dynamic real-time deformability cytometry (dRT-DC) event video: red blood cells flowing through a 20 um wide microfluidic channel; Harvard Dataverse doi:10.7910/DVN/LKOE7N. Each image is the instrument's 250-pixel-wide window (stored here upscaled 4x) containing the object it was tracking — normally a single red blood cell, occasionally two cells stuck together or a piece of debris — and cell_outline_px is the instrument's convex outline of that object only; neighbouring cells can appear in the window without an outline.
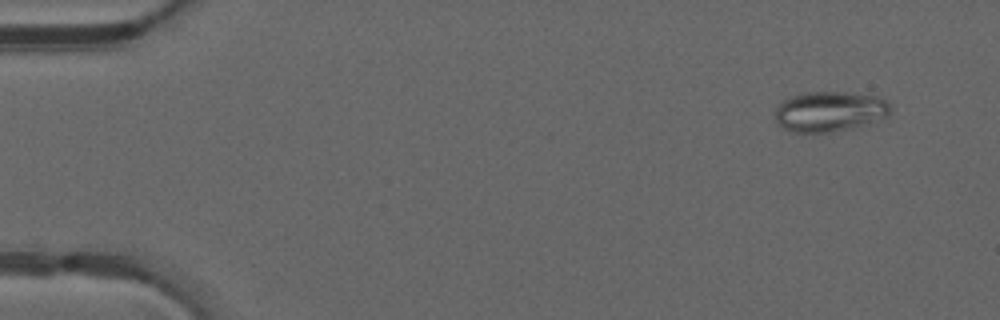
{"species": "common noctule bat (a hibernating species)", "species_latin": "Nyctalus noctula", "temperature_condition": "warm", "stored_images_in_passage": 46, "camera_frame_rate_fps": 3000, "um_per_image_px": 0.085, "animal": {"sex": "male", "forearm_length_mm": 52.5}, "frame": {"image": 1, "passage_image": 1, "time_ms": 0.0, "image_size_px": [1000, 320], "cell_outline_px": [[892, 112], [888, 116], [852, 128], [828, 132], [792, 132], [776, 124], [776, 108], [784, 100], [792, 96], [804, 92], [848, 92], [876, 96], [884, 100], [892, 108]], "centroid_in_image_um": [70.52, 9.47], "position_along_channel_um": 14.5, "area_um2": 26.93}}
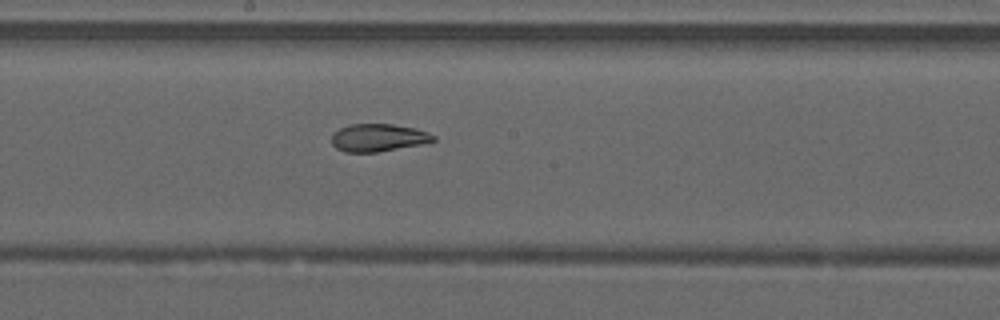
{"frame": {"image": 2, "passage_image": 24, "time_ms": 7.667, "image_size_px": [1000, 320], "cell_outline_px": [[436, 140], [424, 144], [376, 152], [344, 152], [336, 148], [332, 144], [332, 132], [348, 124], [392, 124], [416, 128], [428, 132], [436, 136]], "centroid_in_image_um": [32.16, 11.7], "position_along_channel_um": 216.0, "area_um2": 16.59}}
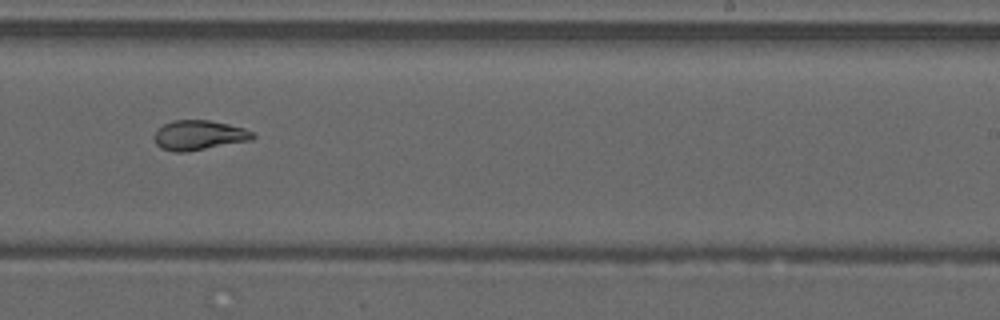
{"frame": {"image": 3, "passage_image": 28, "time_ms": 9.0, "image_size_px": [1000, 320], "cell_outline_px": [[256, 136], [252, 140], [188, 152], [176, 152], [160, 148], [156, 144], [156, 132], [164, 124], [176, 120], [208, 120], [228, 124], [244, 128], [252, 132]], "centroid_in_image_um": [16.95, 11.5], "position_along_channel_um": 272.1, "area_um2": 16.94}, "authors_computed_cell_mechanics": {"area_um2": 18.4671, "velocity_mm_per_s": 4.2311, "shape_relaxation_time_tau1_ms": null, "shape_relaxation_time_tau2_ms": 2.0773, "deformation_change_tau1": null, "deformation_change_tau2": 0.0831}}